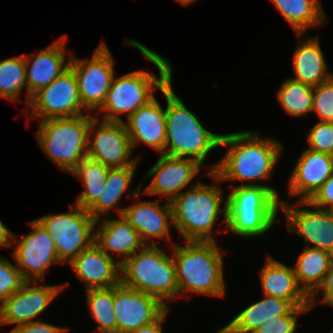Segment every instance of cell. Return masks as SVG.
<instances>
[{
  "instance_id": "cell-1",
  "label": "cell",
  "mask_w": 333,
  "mask_h": 333,
  "mask_svg": "<svg viewBox=\"0 0 333 333\" xmlns=\"http://www.w3.org/2000/svg\"><path fill=\"white\" fill-rule=\"evenodd\" d=\"M257 133L245 130L222 134L220 147L226 146V153L206 171L213 172L222 183L245 181L241 186H267L279 198L275 188L256 181L270 180L284 147L279 140Z\"/></svg>"
},
{
  "instance_id": "cell-2",
  "label": "cell",
  "mask_w": 333,
  "mask_h": 333,
  "mask_svg": "<svg viewBox=\"0 0 333 333\" xmlns=\"http://www.w3.org/2000/svg\"><path fill=\"white\" fill-rule=\"evenodd\" d=\"M126 43L137 48L147 60L153 63L160 77L142 69L128 72L118 78L114 75L106 101L99 110V113L104 112L101 118L103 120L124 122L119 114H126L128 119L137 109L155 98L154 89L162 91L172 80L173 68L167 58L137 40L127 38Z\"/></svg>"
},
{
  "instance_id": "cell-3",
  "label": "cell",
  "mask_w": 333,
  "mask_h": 333,
  "mask_svg": "<svg viewBox=\"0 0 333 333\" xmlns=\"http://www.w3.org/2000/svg\"><path fill=\"white\" fill-rule=\"evenodd\" d=\"M203 175L211 177L214 184L198 181L194 187L181 192L170 202L173 225L184 241H217L213 230L220 214L227 228V201L223 199V183L213 172ZM221 204H224L222 209Z\"/></svg>"
},
{
  "instance_id": "cell-4",
  "label": "cell",
  "mask_w": 333,
  "mask_h": 333,
  "mask_svg": "<svg viewBox=\"0 0 333 333\" xmlns=\"http://www.w3.org/2000/svg\"><path fill=\"white\" fill-rule=\"evenodd\" d=\"M185 245L173 244V260L178 283V297L187 299L196 293L214 297H224L223 253L216 241H184ZM171 249V250H170Z\"/></svg>"
},
{
  "instance_id": "cell-5",
  "label": "cell",
  "mask_w": 333,
  "mask_h": 333,
  "mask_svg": "<svg viewBox=\"0 0 333 333\" xmlns=\"http://www.w3.org/2000/svg\"><path fill=\"white\" fill-rule=\"evenodd\" d=\"M166 98L165 154L190 158L202 166L215 148L220 147L222 134L213 133L189 110L172 87V80L161 91Z\"/></svg>"
},
{
  "instance_id": "cell-6",
  "label": "cell",
  "mask_w": 333,
  "mask_h": 333,
  "mask_svg": "<svg viewBox=\"0 0 333 333\" xmlns=\"http://www.w3.org/2000/svg\"><path fill=\"white\" fill-rule=\"evenodd\" d=\"M279 199L267 186L239 185L229 190L225 232L242 238L263 236L278 220Z\"/></svg>"
},
{
  "instance_id": "cell-7",
  "label": "cell",
  "mask_w": 333,
  "mask_h": 333,
  "mask_svg": "<svg viewBox=\"0 0 333 333\" xmlns=\"http://www.w3.org/2000/svg\"><path fill=\"white\" fill-rule=\"evenodd\" d=\"M120 283L158 298L165 306L178 297L173 256L159 246L145 245L120 263Z\"/></svg>"
},
{
  "instance_id": "cell-8",
  "label": "cell",
  "mask_w": 333,
  "mask_h": 333,
  "mask_svg": "<svg viewBox=\"0 0 333 333\" xmlns=\"http://www.w3.org/2000/svg\"><path fill=\"white\" fill-rule=\"evenodd\" d=\"M91 114L39 121V146L61 171L71 173L87 158Z\"/></svg>"
},
{
  "instance_id": "cell-9",
  "label": "cell",
  "mask_w": 333,
  "mask_h": 333,
  "mask_svg": "<svg viewBox=\"0 0 333 333\" xmlns=\"http://www.w3.org/2000/svg\"><path fill=\"white\" fill-rule=\"evenodd\" d=\"M70 211L48 214L37 218L54 240L60 263L68 265L94 242L96 220L79 205H70Z\"/></svg>"
},
{
  "instance_id": "cell-10",
  "label": "cell",
  "mask_w": 333,
  "mask_h": 333,
  "mask_svg": "<svg viewBox=\"0 0 333 333\" xmlns=\"http://www.w3.org/2000/svg\"><path fill=\"white\" fill-rule=\"evenodd\" d=\"M102 42L96 47L90 60L77 58L73 54L71 57L70 68L76 75L86 113L101 109L115 75L113 55L106 43Z\"/></svg>"
},
{
  "instance_id": "cell-11",
  "label": "cell",
  "mask_w": 333,
  "mask_h": 333,
  "mask_svg": "<svg viewBox=\"0 0 333 333\" xmlns=\"http://www.w3.org/2000/svg\"><path fill=\"white\" fill-rule=\"evenodd\" d=\"M132 152L124 122L103 120L91 113L87 158L109 168L137 166L140 158H131Z\"/></svg>"
},
{
  "instance_id": "cell-12",
  "label": "cell",
  "mask_w": 333,
  "mask_h": 333,
  "mask_svg": "<svg viewBox=\"0 0 333 333\" xmlns=\"http://www.w3.org/2000/svg\"><path fill=\"white\" fill-rule=\"evenodd\" d=\"M24 109L28 114H31V118L38 121L85 114L82 112L84 107L73 70L69 68L49 85L39 89L31 96L27 107Z\"/></svg>"
},
{
  "instance_id": "cell-13",
  "label": "cell",
  "mask_w": 333,
  "mask_h": 333,
  "mask_svg": "<svg viewBox=\"0 0 333 333\" xmlns=\"http://www.w3.org/2000/svg\"><path fill=\"white\" fill-rule=\"evenodd\" d=\"M28 225L33 229L30 233L19 240L15 234L11 256L25 281L44 282L46 270L61 263L50 233L36 219Z\"/></svg>"
},
{
  "instance_id": "cell-14",
  "label": "cell",
  "mask_w": 333,
  "mask_h": 333,
  "mask_svg": "<svg viewBox=\"0 0 333 333\" xmlns=\"http://www.w3.org/2000/svg\"><path fill=\"white\" fill-rule=\"evenodd\" d=\"M300 206L313 209H303ZM280 209L286 215L289 233L302 236L305 242L312 244L311 248L322 249L333 256V211L319 209L308 201L298 200L294 205L280 200Z\"/></svg>"
},
{
  "instance_id": "cell-15",
  "label": "cell",
  "mask_w": 333,
  "mask_h": 333,
  "mask_svg": "<svg viewBox=\"0 0 333 333\" xmlns=\"http://www.w3.org/2000/svg\"><path fill=\"white\" fill-rule=\"evenodd\" d=\"M204 167L190 158L173 157L159 154V158L148 170L142 181L151 177L149 185L142 190L143 194L159 195L165 201L171 202L183 189L191 184Z\"/></svg>"
},
{
  "instance_id": "cell-16",
  "label": "cell",
  "mask_w": 333,
  "mask_h": 333,
  "mask_svg": "<svg viewBox=\"0 0 333 333\" xmlns=\"http://www.w3.org/2000/svg\"><path fill=\"white\" fill-rule=\"evenodd\" d=\"M67 286L68 283L39 285L38 281H25L18 291L0 305V325L17 326L37 321L35 319Z\"/></svg>"
},
{
  "instance_id": "cell-17",
  "label": "cell",
  "mask_w": 333,
  "mask_h": 333,
  "mask_svg": "<svg viewBox=\"0 0 333 333\" xmlns=\"http://www.w3.org/2000/svg\"><path fill=\"white\" fill-rule=\"evenodd\" d=\"M168 309L158 298L118 284L114 286L116 333H130L155 322Z\"/></svg>"
},
{
  "instance_id": "cell-18",
  "label": "cell",
  "mask_w": 333,
  "mask_h": 333,
  "mask_svg": "<svg viewBox=\"0 0 333 333\" xmlns=\"http://www.w3.org/2000/svg\"><path fill=\"white\" fill-rule=\"evenodd\" d=\"M142 194V191L138 193L137 203L124 208L122 216L139 233L146 245H156L155 238H159L167 241L165 242L166 245L168 244L171 247L173 242L171 240L170 227L173 228L174 225L170 202L165 201L161 205L159 204V199L157 201H139V196Z\"/></svg>"
},
{
  "instance_id": "cell-19",
  "label": "cell",
  "mask_w": 333,
  "mask_h": 333,
  "mask_svg": "<svg viewBox=\"0 0 333 333\" xmlns=\"http://www.w3.org/2000/svg\"><path fill=\"white\" fill-rule=\"evenodd\" d=\"M66 36L55 40L38 54L24 55L27 80V105L31 96L70 68L72 53L66 60ZM67 61V62H66Z\"/></svg>"
},
{
  "instance_id": "cell-20",
  "label": "cell",
  "mask_w": 333,
  "mask_h": 333,
  "mask_svg": "<svg viewBox=\"0 0 333 333\" xmlns=\"http://www.w3.org/2000/svg\"><path fill=\"white\" fill-rule=\"evenodd\" d=\"M332 174L333 156L306 148L290 174L288 193L309 201Z\"/></svg>"
},
{
  "instance_id": "cell-21",
  "label": "cell",
  "mask_w": 333,
  "mask_h": 333,
  "mask_svg": "<svg viewBox=\"0 0 333 333\" xmlns=\"http://www.w3.org/2000/svg\"><path fill=\"white\" fill-rule=\"evenodd\" d=\"M69 266L84 283L85 290L111 288L120 284V260L107 255L94 242Z\"/></svg>"
},
{
  "instance_id": "cell-22",
  "label": "cell",
  "mask_w": 333,
  "mask_h": 333,
  "mask_svg": "<svg viewBox=\"0 0 333 333\" xmlns=\"http://www.w3.org/2000/svg\"><path fill=\"white\" fill-rule=\"evenodd\" d=\"M264 298L241 310L217 333H253L263 322L284 315H301L311 307H296L290 300L263 295Z\"/></svg>"
},
{
  "instance_id": "cell-23",
  "label": "cell",
  "mask_w": 333,
  "mask_h": 333,
  "mask_svg": "<svg viewBox=\"0 0 333 333\" xmlns=\"http://www.w3.org/2000/svg\"><path fill=\"white\" fill-rule=\"evenodd\" d=\"M124 124L133 151L138 143H144L159 154H165L166 111L156 97L137 109Z\"/></svg>"
},
{
  "instance_id": "cell-24",
  "label": "cell",
  "mask_w": 333,
  "mask_h": 333,
  "mask_svg": "<svg viewBox=\"0 0 333 333\" xmlns=\"http://www.w3.org/2000/svg\"><path fill=\"white\" fill-rule=\"evenodd\" d=\"M94 243L107 255L112 256L110 251L123 257L120 263L146 245L139 233L122 215L115 219L107 217L105 220L102 217L97 219L94 227Z\"/></svg>"
},
{
  "instance_id": "cell-25",
  "label": "cell",
  "mask_w": 333,
  "mask_h": 333,
  "mask_svg": "<svg viewBox=\"0 0 333 333\" xmlns=\"http://www.w3.org/2000/svg\"><path fill=\"white\" fill-rule=\"evenodd\" d=\"M259 271L264 295L290 300L296 307H311V298L299 286L293 266L268 255Z\"/></svg>"
},
{
  "instance_id": "cell-26",
  "label": "cell",
  "mask_w": 333,
  "mask_h": 333,
  "mask_svg": "<svg viewBox=\"0 0 333 333\" xmlns=\"http://www.w3.org/2000/svg\"><path fill=\"white\" fill-rule=\"evenodd\" d=\"M304 35V33L296 34L299 44L293 53L292 65L295 76L291 79L315 87L330 80L333 72L327 70L319 35L315 37Z\"/></svg>"
},
{
  "instance_id": "cell-27",
  "label": "cell",
  "mask_w": 333,
  "mask_h": 333,
  "mask_svg": "<svg viewBox=\"0 0 333 333\" xmlns=\"http://www.w3.org/2000/svg\"><path fill=\"white\" fill-rule=\"evenodd\" d=\"M137 166H126L121 168H110L107 173L105 188L101 192L98 201L88 210V213L95 219H100L101 215L106 216L112 210H115L118 215H122L125 207H117L119 200L124 193L128 191V197L137 199L140 193L142 181L136 188L131 189L130 183L134 179ZM130 188V189H129Z\"/></svg>"
},
{
  "instance_id": "cell-28",
  "label": "cell",
  "mask_w": 333,
  "mask_h": 333,
  "mask_svg": "<svg viewBox=\"0 0 333 333\" xmlns=\"http://www.w3.org/2000/svg\"><path fill=\"white\" fill-rule=\"evenodd\" d=\"M333 256L322 249L305 245L296 259L293 269L299 286L311 298L323 285L330 270Z\"/></svg>"
},
{
  "instance_id": "cell-29",
  "label": "cell",
  "mask_w": 333,
  "mask_h": 333,
  "mask_svg": "<svg viewBox=\"0 0 333 333\" xmlns=\"http://www.w3.org/2000/svg\"><path fill=\"white\" fill-rule=\"evenodd\" d=\"M271 2L291 25L295 34H305L307 29L317 28L327 21L321 0H271Z\"/></svg>"
},
{
  "instance_id": "cell-30",
  "label": "cell",
  "mask_w": 333,
  "mask_h": 333,
  "mask_svg": "<svg viewBox=\"0 0 333 333\" xmlns=\"http://www.w3.org/2000/svg\"><path fill=\"white\" fill-rule=\"evenodd\" d=\"M109 167L95 160L85 158L70 173L83 183L84 190L76 199V205L89 210L100 198L107 179Z\"/></svg>"
},
{
  "instance_id": "cell-31",
  "label": "cell",
  "mask_w": 333,
  "mask_h": 333,
  "mask_svg": "<svg viewBox=\"0 0 333 333\" xmlns=\"http://www.w3.org/2000/svg\"><path fill=\"white\" fill-rule=\"evenodd\" d=\"M279 87L276 96L285 113L292 117H303L312 112L314 87L290 77Z\"/></svg>"
},
{
  "instance_id": "cell-32",
  "label": "cell",
  "mask_w": 333,
  "mask_h": 333,
  "mask_svg": "<svg viewBox=\"0 0 333 333\" xmlns=\"http://www.w3.org/2000/svg\"><path fill=\"white\" fill-rule=\"evenodd\" d=\"M85 291L89 313L98 324L95 327V332L116 333L114 287L88 289Z\"/></svg>"
},
{
  "instance_id": "cell-33",
  "label": "cell",
  "mask_w": 333,
  "mask_h": 333,
  "mask_svg": "<svg viewBox=\"0 0 333 333\" xmlns=\"http://www.w3.org/2000/svg\"><path fill=\"white\" fill-rule=\"evenodd\" d=\"M26 88L27 107V80L24 55L13 56L0 60V97L18 102L21 101L20 94Z\"/></svg>"
},
{
  "instance_id": "cell-34",
  "label": "cell",
  "mask_w": 333,
  "mask_h": 333,
  "mask_svg": "<svg viewBox=\"0 0 333 333\" xmlns=\"http://www.w3.org/2000/svg\"><path fill=\"white\" fill-rule=\"evenodd\" d=\"M319 122L333 123V77L313 88V106Z\"/></svg>"
},
{
  "instance_id": "cell-35",
  "label": "cell",
  "mask_w": 333,
  "mask_h": 333,
  "mask_svg": "<svg viewBox=\"0 0 333 333\" xmlns=\"http://www.w3.org/2000/svg\"><path fill=\"white\" fill-rule=\"evenodd\" d=\"M24 282L20 270L6 257L0 256V305L18 291Z\"/></svg>"
},
{
  "instance_id": "cell-36",
  "label": "cell",
  "mask_w": 333,
  "mask_h": 333,
  "mask_svg": "<svg viewBox=\"0 0 333 333\" xmlns=\"http://www.w3.org/2000/svg\"><path fill=\"white\" fill-rule=\"evenodd\" d=\"M306 137L309 149L333 156V123L317 122Z\"/></svg>"
},
{
  "instance_id": "cell-37",
  "label": "cell",
  "mask_w": 333,
  "mask_h": 333,
  "mask_svg": "<svg viewBox=\"0 0 333 333\" xmlns=\"http://www.w3.org/2000/svg\"><path fill=\"white\" fill-rule=\"evenodd\" d=\"M299 315H284L263 322L253 333H296Z\"/></svg>"
},
{
  "instance_id": "cell-38",
  "label": "cell",
  "mask_w": 333,
  "mask_h": 333,
  "mask_svg": "<svg viewBox=\"0 0 333 333\" xmlns=\"http://www.w3.org/2000/svg\"><path fill=\"white\" fill-rule=\"evenodd\" d=\"M308 202L316 208L333 211V174Z\"/></svg>"
},
{
  "instance_id": "cell-39",
  "label": "cell",
  "mask_w": 333,
  "mask_h": 333,
  "mask_svg": "<svg viewBox=\"0 0 333 333\" xmlns=\"http://www.w3.org/2000/svg\"><path fill=\"white\" fill-rule=\"evenodd\" d=\"M69 328L56 326L41 320L15 326L10 333H68Z\"/></svg>"
},
{
  "instance_id": "cell-40",
  "label": "cell",
  "mask_w": 333,
  "mask_h": 333,
  "mask_svg": "<svg viewBox=\"0 0 333 333\" xmlns=\"http://www.w3.org/2000/svg\"><path fill=\"white\" fill-rule=\"evenodd\" d=\"M323 292L321 297L320 292ZM320 296V298H319ZM318 299V300H317ZM318 303L333 306V262L330 270L326 274L325 281L319 290L311 297V308L317 306Z\"/></svg>"
},
{
  "instance_id": "cell-41",
  "label": "cell",
  "mask_w": 333,
  "mask_h": 333,
  "mask_svg": "<svg viewBox=\"0 0 333 333\" xmlns=\"http://www.w3.org/2000/svg\"><path fill=\"white\" fill-rule=\"evenodd\" d=\"M170 308H168L155 322L143 326L135 331L130 333H163V324L165 321V317H167Z\"/></svg>"
},
{
  "instance_id": "cell-42",
  "label": "cell",
  "mask_w": 333,
  "mask_h": 333,
  "mask_svg": "<svg viewBox=\"0 0 333 333\" xmlns=\"http://www.w3.org/2000/svg\"><path fill=\"white\" fill-rule=\"evenodd\" d=\"M177 3H180L181 5L187 7L191 3H195L197 0H175Z\"/></svg>"
}]
</instances>
